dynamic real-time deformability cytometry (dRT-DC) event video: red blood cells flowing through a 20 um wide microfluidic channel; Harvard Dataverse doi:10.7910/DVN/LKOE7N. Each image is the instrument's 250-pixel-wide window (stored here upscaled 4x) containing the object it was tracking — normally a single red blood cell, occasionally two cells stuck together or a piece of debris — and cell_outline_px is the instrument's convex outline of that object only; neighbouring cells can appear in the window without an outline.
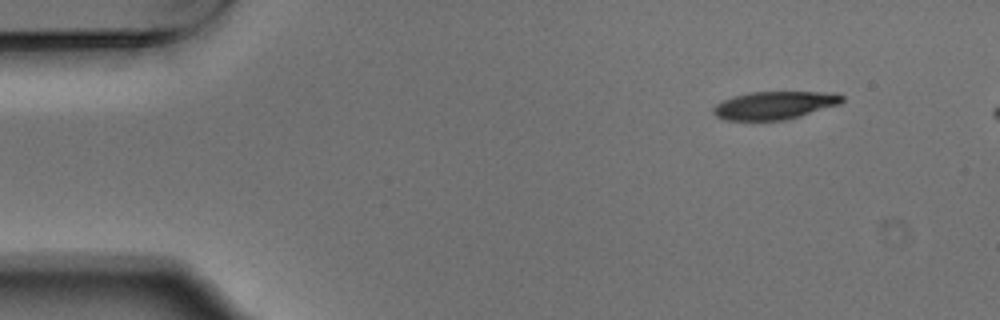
{"species": "Egyptian fruit bat (a non-hibernating species)", "species_latin": "Rousettus aegyptiacus", "temperature_condition": "warm", "stored_images_in_passage": 4, "camera_frame_rate_fps": 3000, "um_per_image_px": 0.085, "animal": {"sex": "male"}, "frame": {"image": 1, "passage_image": 1, "time_ms": 0.0, "image_size_px": [1000, 320], "cell_outline_px": [[844, 100], [840, 104], [800, 116], [784, 120], [724, 120], [716, 116], [712, 112], [712, 108], [716, 104], [724, 100], [736, 96], [752, 92], [836, 92], [844, 96]], "centroid_in_image_um": [65.86, 8.95], "position_along_channel_um": 19.1, "area_um2": 20.92}}